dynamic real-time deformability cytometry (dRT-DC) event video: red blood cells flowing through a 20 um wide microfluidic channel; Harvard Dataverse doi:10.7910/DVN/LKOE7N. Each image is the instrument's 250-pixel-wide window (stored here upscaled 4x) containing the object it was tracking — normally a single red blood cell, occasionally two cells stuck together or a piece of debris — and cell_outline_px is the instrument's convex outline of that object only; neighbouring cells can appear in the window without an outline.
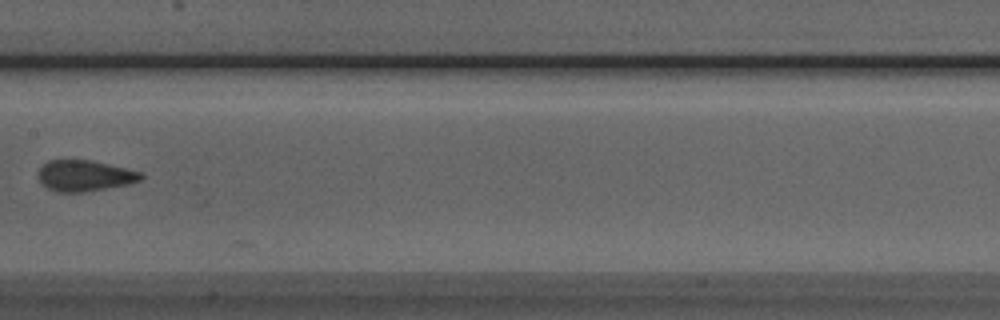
{"species": "Egyptian fruit bat (a non-hibernating species)", "species_latin": "Rousettus aegyptiacus", "temperature_condition": "room temperature", "stored_images_in_passage": 8, "camera_frame_rate_fps": 3000, "um_per_image_px": 0.085, "animal": {"sex": "male"}, "frame": {"image": 1, "passage_image": 8, "time_ms": 8.0, "image_size_px": [1000, 320], "cell_outline_px": [[144, 176], [140, 180], [128, 184], [84, 192], [56, 192], [48, 188], [40, 180], [40, 168], [48, 160], [92, 160], [140, 172]], "centroid_in_image_um": [7.2, 14.93], "position_along_channel_um": 200.2, "area_um2": 18.21}}